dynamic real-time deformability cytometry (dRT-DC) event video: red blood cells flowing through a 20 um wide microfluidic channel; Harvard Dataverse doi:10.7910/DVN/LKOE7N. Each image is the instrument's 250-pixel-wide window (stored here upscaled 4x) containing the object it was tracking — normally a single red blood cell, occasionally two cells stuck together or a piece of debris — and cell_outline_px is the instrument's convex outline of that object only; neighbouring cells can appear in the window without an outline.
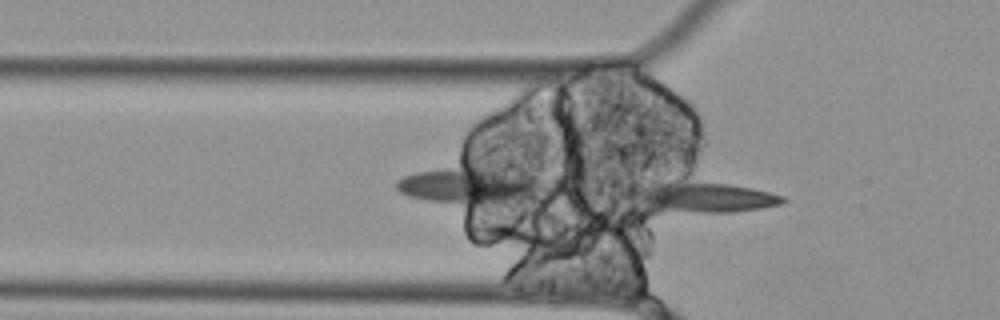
{"species": "Egyptian fruit bat (a non-hibernating species)", "species_latin": "Rousettus aegyptiacus", "temperature_condition": "cold", "stored_images_in_passage": 18, "camera_frame_rate_fps": 3000, "um_per_image_px": 0.085, "animal": {"sex": "female"}, "frame": {"image": 1, "passage_image": 16, "time_ms": 5.0, "image_size_px": [1000, 320], "cell_outline_px": [[788, 200], [784, 204], [760, 208], [732, 212], [700, 212], [656, 208], [628, 196], [620, 192], [628, 184], [648, 176], [684, 172], [752, 188], [784, 196]], "centroid_in_image_um": [59.39, 16.5], "position_along_channel_um": 66.4, "area_um2": 31.21}}